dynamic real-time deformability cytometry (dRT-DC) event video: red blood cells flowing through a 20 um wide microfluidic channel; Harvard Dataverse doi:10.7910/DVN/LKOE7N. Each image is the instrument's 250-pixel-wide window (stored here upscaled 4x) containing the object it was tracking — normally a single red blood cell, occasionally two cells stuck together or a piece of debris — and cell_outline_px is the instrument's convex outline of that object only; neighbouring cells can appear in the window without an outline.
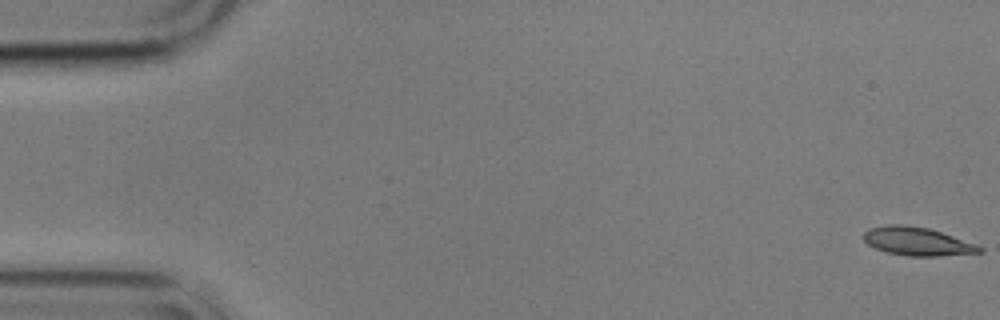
{"species": "common noctule bat (a hibernating species)", "species_latin": "Nyctalus noctula", "temperature_condition": "cold", "stored_images_in_passage": 57, "segment_of_instrument_passage": [1, 2], "camera_frame_rate_fps": 3000, "um_per_image_px": 0.085, "animal": {"sex": "male", "body_mass_g": 17.9}, "frame": {"image": 1, "passage_image": 1, "time_ms": 0.0, "image_size_px": [1000, 320], "cell_outline_px": [[984, 252], [936, 256], [908, 256], [884, 252], [868, 244], [864, 240], [864, 232], [868, 228], [888, 224], [904, 224], [928, 228], [976, 244], [984, 248]], "centroid_in_image_um": [77.94, 20.52], "position_along_channel_um": 7.1, "area_um2": 19.13}}
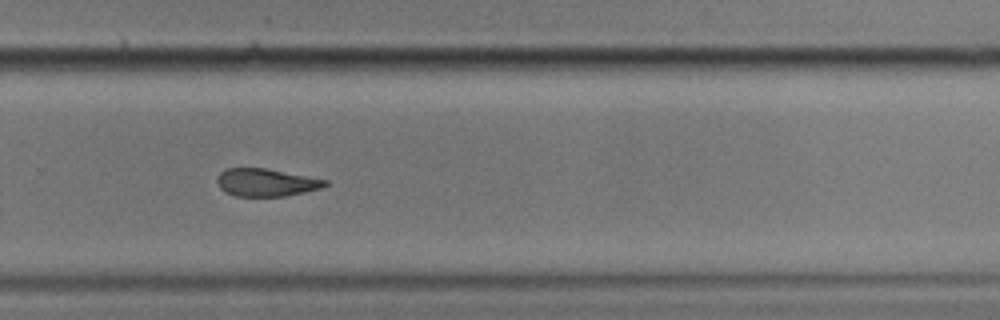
{"frame": {"image": 2, "passage_image": 38, "time_ms": 12.333, "image_size_px": [1000, 320], "cell_outline_px": [[328, 184], [320, 188], [304, 192], [284, 196], [236, 196], [224, 192], [220, 188], [216, 180], [220, 172], [224, 168], [264, 168], [328, 180]], "centroid_in_image_um": [22.57, 15.51], "position_along_channel_um": 307.2, "area_um2": 17.34}}
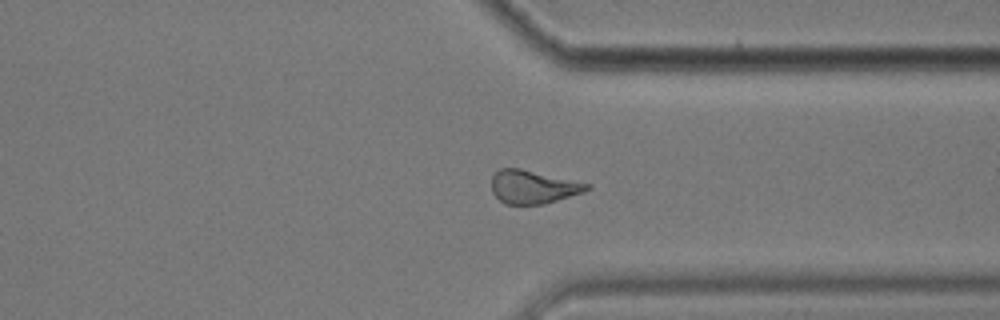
{"frame": {"image": 3, "passage_image": 43, "time_ms": 14.0, "image_size_px": [1000, 320], "cell_outline_px": [[592, 188], [584, 192], [544, 204], [504, 204], [492, 192], [492, 176], [500, 168], [520, 168], [592, 184]], "centroid_in_image_um": [45.34, 15.88], "position_along_channel_um": 366.1, "area_um2": 18.55}}